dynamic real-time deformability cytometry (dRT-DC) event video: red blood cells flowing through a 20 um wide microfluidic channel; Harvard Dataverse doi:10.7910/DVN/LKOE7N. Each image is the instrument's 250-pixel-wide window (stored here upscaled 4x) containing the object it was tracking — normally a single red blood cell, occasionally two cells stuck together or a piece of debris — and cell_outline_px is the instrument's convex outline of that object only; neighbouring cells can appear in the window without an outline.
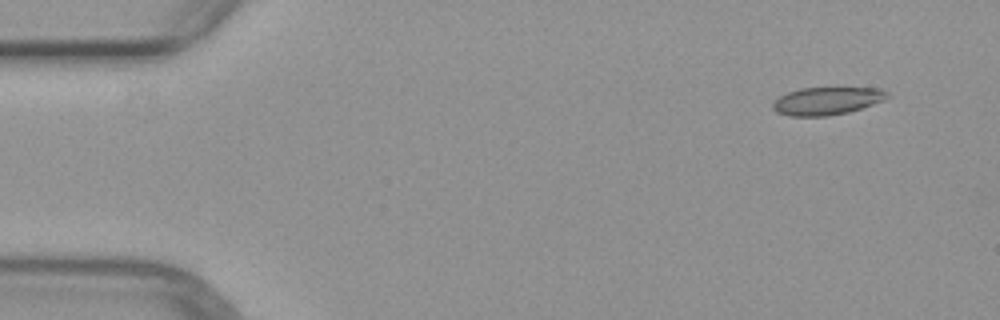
{"species": "common noctule bat (a hibernating species)", "species_latin": "Nyctalus noctula", "temperature_condition": "warm", "stored_images_in_passage": 4, "camera_frame_rate_fps": 3000, "um_per_image_px": 0.085, "animal": {"sex": "female", "body_mass_g": 29.2, "forearm_length_mm": 56.3}, "frame": {"image": 1, "passage_image": 1, "time_ms": 0.0, "image_size_px": [1000, 320], "cell_outline_px": [[888, 96], [884, 100], [848, 112], [828, 116], [788, 116], [776, 112], [772, 108], [772, 104], [780, 96], [788, 92], [800, 88], [884, 88], [888, 92]], "centroid_in_image_um": [70.27, 8.58], "position_along_channel_um": 14.7, "area_um2": 18.44}}
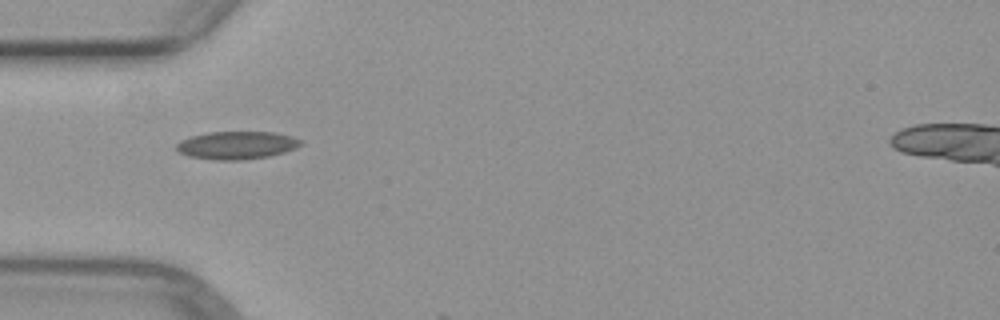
{"frame": {"image": 2, "passage_image": 3, "time_ms": 4.0, "image_size_px": [1000, 320], "cell_outline_px": [[304, 144], [296, 148], [284, 152], [268, 156], [240, 160], [220, 160], [188, 156], [180, 152], [176, 148], [176, 144], [180, 140], [192, 136], [208, 132], [272, 132], [292, 136], [304, 140]], "centroid_in_image_um": [20.16, 12.34], "position_along_channel_um": 64.8, "area_um2": 20.17}}